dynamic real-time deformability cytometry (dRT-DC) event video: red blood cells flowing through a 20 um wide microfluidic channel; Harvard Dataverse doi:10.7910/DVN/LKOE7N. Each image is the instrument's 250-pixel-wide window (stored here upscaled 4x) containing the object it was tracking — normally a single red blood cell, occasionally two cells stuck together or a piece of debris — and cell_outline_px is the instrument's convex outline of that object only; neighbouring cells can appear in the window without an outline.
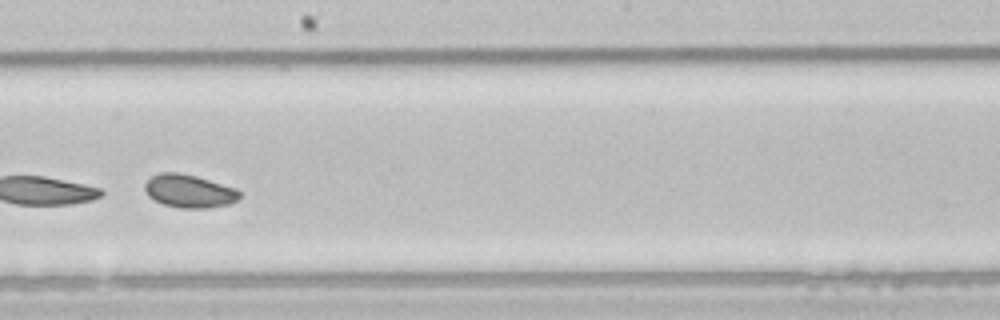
{"species": "common noctule bat (a hibernating species)", "species_latin": "Nyctalus noctula", "temperature_condition": "room temperature", "stored_images_in_passage": 48, "segment_of_instrument_passage": [2, 2], "camera_frame_rate_fps": 3000, "um_per_image_px": 0.085, "animal": {"sex": "male", "body_mass_g": 21.5, "forearm_length_mm": 52.0}, "frame": {"image": 1, "passage_image": 26, "time_ms": 8.333, "image_size_px": [1000, 320], "cell_outline_px": [[240, 196], [236, 200], [228, 204], [208, 208], [180, 208], [164, 204], [148, 196], [144, 188], [144, 184], [152, 176], [164, 172], [176, 172], [196, 176], [236, 188], [240, 192]], "centroid_in_image_um": [16.08, 16.24], "position_along_channel_um": 232.1, "area_um2": 18.09}}